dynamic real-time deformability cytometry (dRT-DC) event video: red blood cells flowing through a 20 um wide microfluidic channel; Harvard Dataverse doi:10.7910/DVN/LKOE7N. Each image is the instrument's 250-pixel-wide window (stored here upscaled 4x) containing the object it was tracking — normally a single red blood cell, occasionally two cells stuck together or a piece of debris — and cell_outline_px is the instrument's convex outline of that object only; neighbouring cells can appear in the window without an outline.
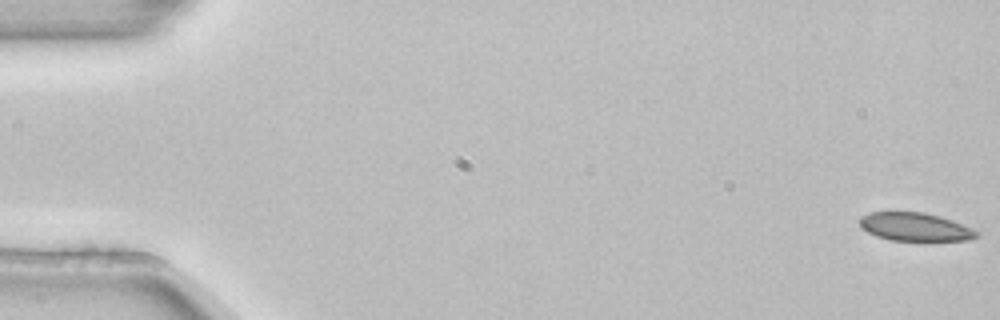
{"species": "common noctule bat (a hibernating species)", "species_latin": "Nyctalus noctula", "temperature_condition": "room temperature", "stored_images_in_passage": 5, "camera_frame_rate_fps": 3000, "um_per_image_px": 0.085, "animal": {"sex": "female", "body_mass_g": 22.7, "forearm_length_mm": 54.2}, "frame": {"image": 1, "passage_image": 1, "time_ms": 0.0, "image_size_px": [1000, 320], "cell_outline_px": [[980, 236], [968, 240], [888, 240], [876, 236], [860, 228], [860, 216], [868, 212], [924, 212], [940, 216], [952, 220], [972, 228], [980, 232]], "centroid_in_image_um": [77.77, 19.28], "position_along_channel_um": 7.2, "area_um2": 19.36}}
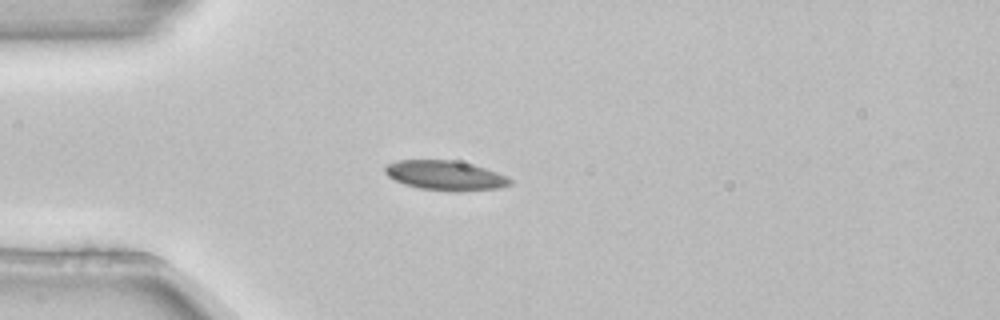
{"frame": {"image": 2, "passage_image": 5, "time_ms": 1.333, "image_size_px": [1000, 320], "cell_outline_px": [[512, 184], [500, 188], [460, 192], [420, 188], [404, 184], [388, 176], [384, 172], [384, 168], [388, 164], [396, 160], [452, 160], [484, 168], [496, 172], [512, 180]], "centroid_in_image_um": [37.84, 14.92], "position_along_channel_um": 47.2, "area_um2": 21.39}}